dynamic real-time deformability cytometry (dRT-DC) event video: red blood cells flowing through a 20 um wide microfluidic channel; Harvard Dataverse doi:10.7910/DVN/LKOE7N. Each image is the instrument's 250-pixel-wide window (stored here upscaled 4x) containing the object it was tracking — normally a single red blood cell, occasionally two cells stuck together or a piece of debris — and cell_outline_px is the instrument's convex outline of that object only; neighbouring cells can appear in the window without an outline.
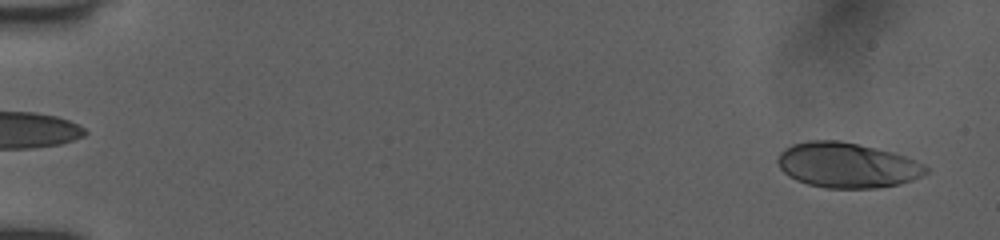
{"species": "human", "species_latin": "Homo sapiens", "temperature_condition": "room temperature", "stored_images_in_passage": 51, "camera_frame_rate_fps": 3000, "um_per_image_px": 0.085, "donor": {"sex": "female"}, "frame": {"image": 1, "passage_image": 2, "time_ms": 0.333, "image_size_px": [1000, 240], "cell_outline_px": [[928, 172], [912, 180], [896, 184], [876, 188], [824, 188], [808, 184], [796, 180], [788, 176], [780, 168], [776, 160], [780, 152], [784, 148], [792, 144], [808, 140], [840, 140], [892, 152], [904, 156], [924, 164], [928, 168]], "centroid_in_image_um": [71.96, 14.04], "position_along_channel_um": 13.0, "area_um2": 38.96}}
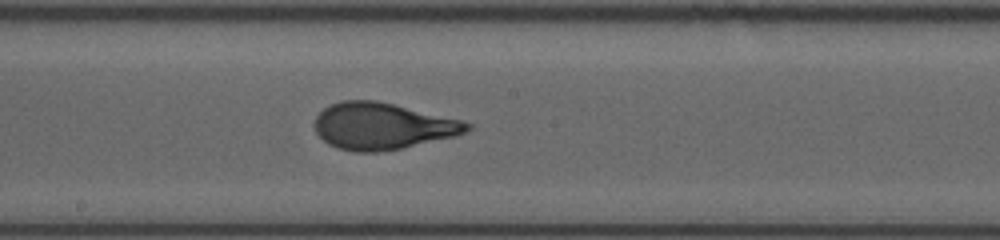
{"frame": {"image": 2, "passage_image": 29, "time_ms": 9.333, "image_size_px": [1000, 240], "cell_outline_px": [[472, 128], [464, 132], [452, 136], [400, 148], [376, 152], [356, 152], [336, 148], [328, 144], [316, 132], [312, 124], [316, 116], [324, 108], [340, 100], [376, 100], [460, 120], [472, 124]], "centroid_in_image_um": [32.42, 10.71], "position_along_channel_um": 215.8, "area_um2": 40.92}}
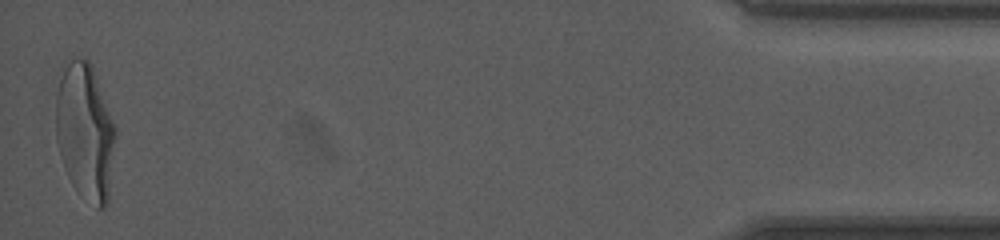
{"frame": {"image": 3, "passage_image": 51, "time_ms": 16.667, "image_size_px": [1000, 240], "cell_outline_px": [[116, 136], [108, 204], [104, 208], [96, 208], [72, 184], [68, 176], [56, 140], [56, 92], [64, 60], [88, 60], [92, 68], [116, 128]], "centroid_in_image_um": [7.23, 11.2], "position_along_channel_um": 428.0, "area_um2": 47.05}, "authors_computed_cell_mechanics": {"area_um2": 40.5756, "velocity_mm_per_s": 3.9922, "shape_relaxation_time_tau1_ms": 3.843, "shape_relaxation_time_tau2_ms": null, "deformation_change_tau1": 0.2147, "deformation_change_tau2": null}}